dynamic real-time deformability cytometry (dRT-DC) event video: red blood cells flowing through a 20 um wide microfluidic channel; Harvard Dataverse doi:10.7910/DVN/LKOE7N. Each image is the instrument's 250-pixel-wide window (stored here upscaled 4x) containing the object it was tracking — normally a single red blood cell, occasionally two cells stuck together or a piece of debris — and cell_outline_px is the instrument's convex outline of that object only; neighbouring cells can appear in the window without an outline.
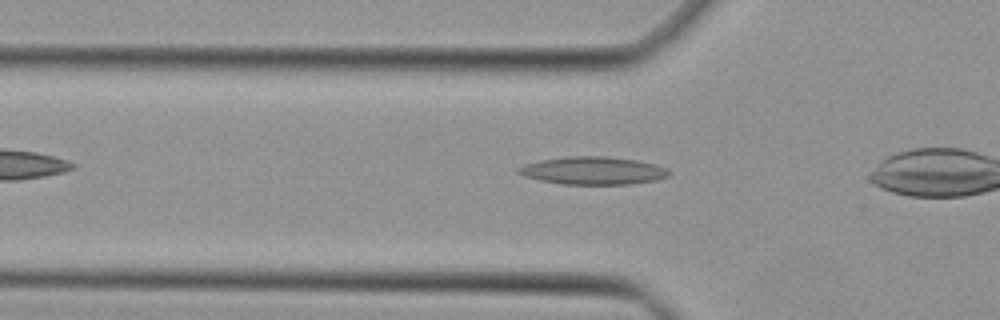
{"species": "Egyptian fruit bat (a non-hibernating species)", "species_latin": "Rousettus aegyptiacus", "temperature_condition": "cold", "stored_images_in_passage": 24, "camera_frame_rate_fps": 3000, "um_per_image_px": 0.085, "animal": {"sex": "female"}, "frame": {"image": 1, "passage_image": 2, "time_ms": 0.333, "image_size_px": [1000, 320], "cell_outline_px": [[672, 172], [668, 176], [656, 180], [628, 184], [560, 184], [540, 180], [524, 176], [516, 172], [516, 168], [524, 164], [540, 160], [568, 156], [608, 156], [636, 160], [652, 164], [664, 168]], "centroid_in_image_um": [50.36, 14.5], "position_along_channel_um": 75.4, "area_um2": 24.33}}
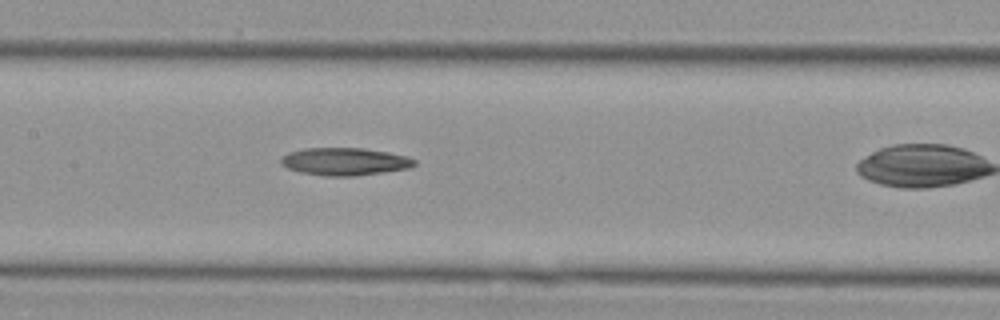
{"frame": {"image": 2, "passage_image": 9, "time_ms": 2.667, "image_size_px": [1000, 320], "cell_outline_px": [[416, 164], [408, 168], [384, 172], [352, 176], [324, 176], [300, 172], [288, 168], [280, 164], [280, 160], [288, 152], [304, 148], [364, 148], [388, 152], [408, 156], [416, 160]], "centroid_in_image_um": [29.3, 13.73], "position_along_channel_um": 178.1, "area_um2": 21.5}}
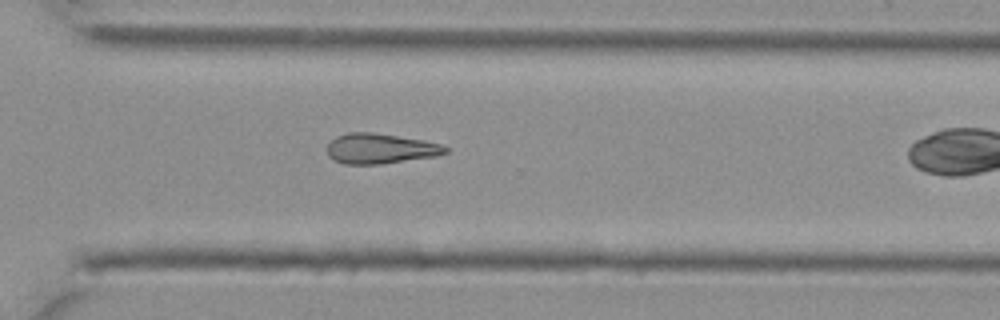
{"frame": {"image": 3, "passage_image": 20, "time_ms": 6.333, "image_size_px": [1000, 320], "cell_outline_px": [[448, 152], [436, 156], [380, 164], [344, 164], [332, 160], [328, 156], [328, 144], [336, 136], [348, 132], [372, 132], [424, 140], [440, 144], [448, 148]], "centroid_in_image_um": [32.3, 12.63], "position_along_channel_um": 338.3, "area_um2": 20.81}}